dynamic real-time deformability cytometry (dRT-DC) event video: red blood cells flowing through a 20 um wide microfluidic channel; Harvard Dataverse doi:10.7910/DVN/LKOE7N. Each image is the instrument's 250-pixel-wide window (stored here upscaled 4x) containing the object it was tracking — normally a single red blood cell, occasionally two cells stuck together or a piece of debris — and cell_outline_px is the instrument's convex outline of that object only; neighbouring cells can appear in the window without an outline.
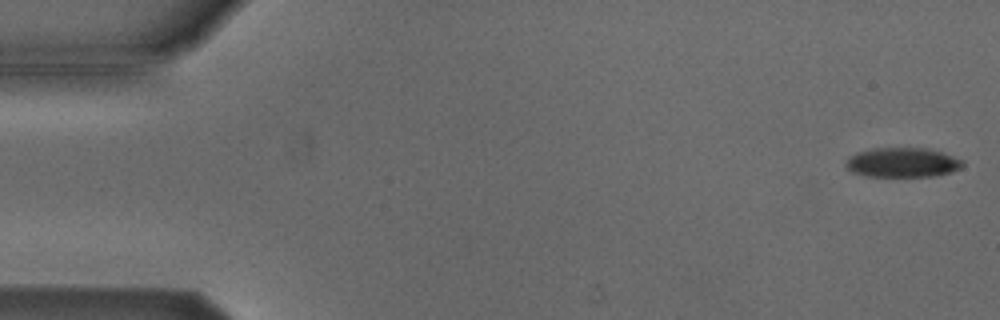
{"species": "Egyptian fruit bat (a non-hibernating species)", "species_latin": "Rousettus aegyptiacus", "temperature_condition": "cold", "stored_images_in_passage": 53, "camera_frame_rate_fps": 3000, "um_per_image_px": 0.085, "animal": {"sex": "male"}, "frame": {"image": 1, "passage_image": 1, "time_ms": 0.0, "image_size_px": [1000, 320], "cell_outline_px": [[964, 164], [960, 168], [952, 172], [936, 176], [868, 176], [852, 172], [844, 164], [848, 156], [856, 152], [876, 148], [924, 148], [940, 152], [964, 160]], "centroid_in_image_um": [76.7, 13.81], "position_along_channel_um": 8.3, "area_um2": 20.11}}
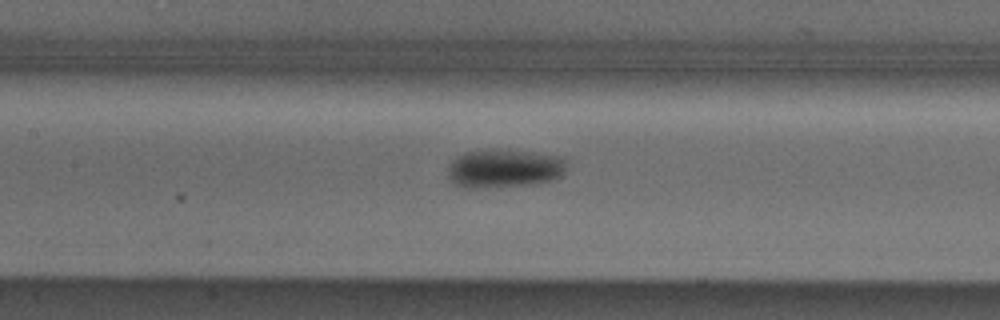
{"frame": {"image": 2, "passage_image": 24, "time_ms": 7.667, "image_size_px": [1000, 320], "cell_outline_px": [[568, 160], [564, 172], [560, 176], [552, 180], [528, 184], [456, 184], [448, 176], [448, 168], [452, 160], [456, 156], [464, 152], [492, 148], [532, 152], [564, 156]], "centroid_in_image_um": [42.95, 14.21], "position_along_channel_um": 164.4, "area_um2": 25.72}}
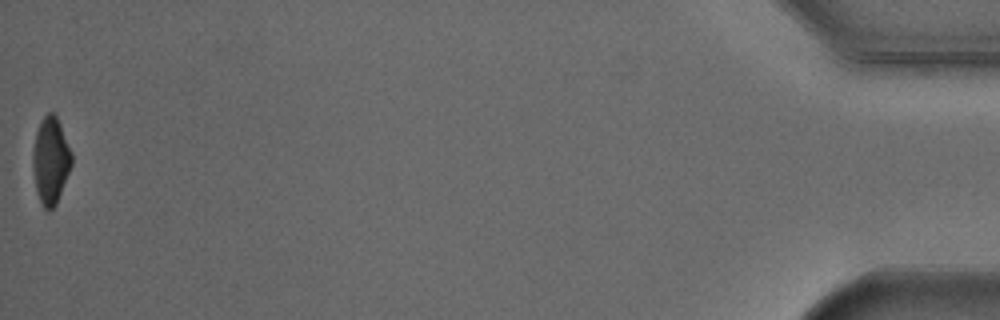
{"frame": {"image": 3, "passage_image": 53, "time_ms": 17.333, "image_size_px": [1000, 320], "cell_outline_px": [[72, 164], [56, 204], [48, 212], [44, 208], [40, 200], [36, 188], [32, 164], [32, 152], [36, 132], [44, 116], [48, 112], [52, 112], [56, 116], [60, 124], [72, 152]], "centroid_in_image_um": [4.3, 13.64], "position_along_channel_um": 430.9, "area_um2": 19.42}, "authors_computed_cell_mechanics": {"area_um2": 22.3686, "velocity_mm_per_s": 3.8343, "shape_relaxation_time_tau1_ms": 2.0631, "shape_relaxation_time_tau2_ms": null, "deformation_change_tau1": 0.1146, "deformation_change_tau2": null}}